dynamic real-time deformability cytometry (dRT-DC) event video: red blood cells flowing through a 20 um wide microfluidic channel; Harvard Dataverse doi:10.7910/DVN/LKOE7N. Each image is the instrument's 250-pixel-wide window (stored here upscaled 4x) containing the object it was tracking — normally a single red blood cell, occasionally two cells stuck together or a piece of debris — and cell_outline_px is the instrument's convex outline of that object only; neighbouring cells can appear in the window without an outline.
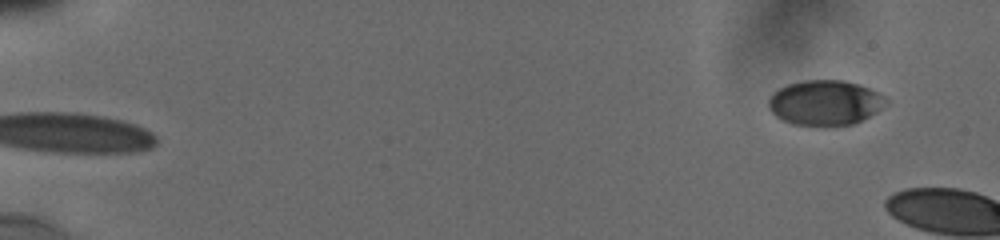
{"species": "human", "species_latin": "Homo sapiens", "temperature_condition": "cold", "stored_images_in_passage": 4, "segment_of_instrument_passage": [2, 2], "camera_frame_rate_fps": 3000, "um_per_image_px": 0.085, "donor": {"sex": "male"}, "frame": {"image": 1, "passage_image": 4, "time_ms": 2.667, "image_size_px": [1000, 240], "cell_outline_px": [[888, 104], [884, 108], [852, 124], [832, 128], [824, 128], [792, 124], [780, 120], [768, 108], [768, 100], [772, 92], [788, 84], [804, 80], [844, 80], [860, 84], [884, 96], [888, 100]], "centroid_in_image_um": [70.12, 8.76], "position_along_channel_um": 14.9, "area_um2": 31.62}}